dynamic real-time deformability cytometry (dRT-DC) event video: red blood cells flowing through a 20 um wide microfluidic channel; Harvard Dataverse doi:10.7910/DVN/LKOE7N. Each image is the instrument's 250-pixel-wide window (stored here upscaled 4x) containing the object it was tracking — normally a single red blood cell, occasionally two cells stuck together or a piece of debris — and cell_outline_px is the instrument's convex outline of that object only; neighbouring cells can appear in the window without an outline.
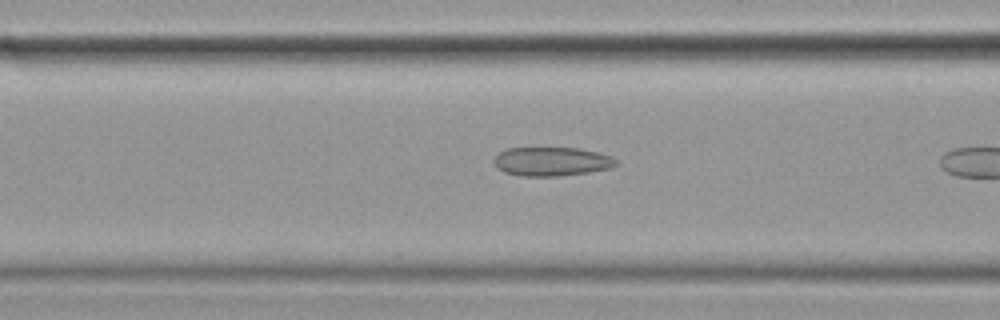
{"species": "common noctule bat (a hibernating species)", "species_latin": "Nyctalus noctula", "temperature_condition": "cold", "stored_images_in_passage": 15, "camera_frame_rate_fps": 3000, "um_per_image_px": 0.085, "animal": {"sex": "female", "body_mass_g": 19.9}, "frame": {"image": 1, "passage_image": 13, "time_ms": 4.0, "image_size_px": [1000, 320], "cell_outline_px": [[620, 164], [612, 168], [588, 172], [560, 176], [520, 176], [504, 172], [496, 168], [492, 160], [500, 152], [508, 148], [580, 148], [612, 156]], "centroid_in_image_um": [46.9, 13.73], "position_along_channel_um": 119.7, "area_um2": 20.75}}